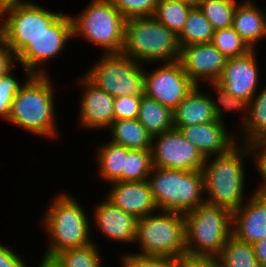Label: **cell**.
Masks as SVG:
<instances>
[{
	"label": "cell",
	"mask_w": 266,
	"mask_h": 267,
	"mask_svg": "<svg viewBox=\"0 0 266 267\" xmlns=\"http://www.w3.org/2000/svg\"><path fill=\"white\" fill-rule=\"evenodd\" d=\"M24 70V85L15 95L12 102L8 124L21 127L34 136L45 139L60 137L56 119L57 97L56 90L49 75H32L26 68ZM54 88V89H53ZM59 131V132H58Z\"/></svg>",
	"instance_id": "cell-1"
},
{
	"label": "cell",
	"mask_w": 266,
	"mask_h": 267,
	"mask_svg": "<svg viewBox=\"0 0 266 267\" xmlns=\"http://www.w3.org/2000/svg\"><path fill=\"white\" fill-rule=\"evenodd\" d=\"M249 158H254L252 146L240 143L226 154L206 158L202 168L206 203L234 212L248 200L253 193L245 189Z\"/></svg>",
	"instance_id": "cell-2"
},
{
	"label": "cell",
	"mask_w": 266,
	"mask_h": 267,
	"mask_svg": "<svg viewBox=\"0 0 266 267\" xmlns=\"http://www.w3.org/2000/svg\"><path fill=\"white\" fill-rule=\"evenodd\" d=\"M61 192L52 195L54 197H51L40 220L49 238L43 254L50 257L66 249L87 246L94 240L91 216L84 210L85 207L75 196L72 197L73 193Z\"/></svg>",
	"instance_id": "cell-3"
},
{
	"label": "cell",
	"mask_w": 266,
	"mask_h": 267,
	"mask_svg": "<svg viewBox=\"0 0 266 267\" xmlns=\"http://www.w3.org/2000/svg\"><path fill=\"white\" fill-rule=\"evenodd\" d=\"M178 36L153 16L125 21L124 45L121 54L138 63H171L180 59ZM148 63V64H147Z\"/></svg>",
	"instance_id": "cell-4"
},
{
	"label": "cell",
	"mask_w": 266,
	"mask_h": 267,
	"mask_svg": "<svg viewBox=\"0 0 266 267\" xmlns=\"http://www.w3.org/2000/svg\"><path fill=\"white\" fill-rule=\"evenodd\" d=\"M147 181L159 211L185 214L206 202L202 171L152 167Z\"/></svg>",
	"instance_id": "cell-5"
},
{
	"label": "cell",
	"mask_w": 266,
	"mask_h": 267,
	"mask_svg": "<svg viewBox=\"0 0 266 267\" xmlns=\"http://www.w3.org/2000/svg\"><path fill=\"white\" fill-rule=\"evenodd\" d=\"M184 216L187 255L217 257L232 236V212L205 202Z\"/></svg>",
	"instance_id": "cell-6"
},
{
	"label": "cell",
	"mask_w": 266,
	"mask_h": 267,
	"mask_svg": "<svg viewBox=\"0 0 266 267\" xmlns=\"http://www.w3.org/2000/svg\"><path fill=\"white\" fill-rule=\"evenodd\" d=\"M145 256H161L174 260L182 258L185 247V216L172 211H158L136 220L135 242Z\"/></svg>",
	"instance_id": "cell-7"
},
{
	"label": "cell",
	"mask_w": 266,
	"mask_h": 267,
	"mask_svg": "<svg viewBox=\"0 0 266 267\" xmlns=\"http://www.w3.org/2000/svg\"><path fill=\"white\" fill-rule=\"evenodd\" d=\"M84 8L70 15L73 39L83 38L103 54L121 53L126 19L119 10L109 0H91Z\"/></svg>",
	"instance_id": "cell-8"
},
{
	"label": "cell",
	"mask_w": 266,
	"mask_h": 267,
	"mask_svg": "<svg viewBox=\"0 0 266 267\" xmlns=\"http://www.w3.org/2000/svg\"><path fill=\"white\" fill-rule=\"evenodd\" d=\"M83 75L111 96H144L145 67L121 53L101 54Z\"/></svg>",
	"instance_id": "cell-9"
},
{
	"label": "cell",
	"mask_w": 266,
	"mask_h": 267,
	"mask_svg": "<svg viewBox=\"0 0 266 267\" xmlns=\"http://www.w3.org/2000/svg\"><path fill=\"white\" fill-rule=\"evenodd\" d=\"M63 12L50 11L31 0L0 15V37L17 56Z\"/></svg>",
	"instance_id": "cell-10"
},
{
	"label": "cell",
	"mask_w": 266,
	"mask_h": 267,
	"mask_svg": "<svg viewBox=\"0 0 266 267\" xmlns=\"http://www.w3.org/2000/svg\"><path fill=\"white\" fill-rule=\"evenodd\" d=\"M71 38L73 33L70 14L62 13L16 56L17 64L26 68L32 75H50L46 72V63L49 64L50 60L60 57L68 42L73 41Z\"/></svg>",
	"instance_id": "cell-11"
},
{
	"label": "cell",
	"mask_w": 266,
	"mask_h": 267,
	"mask_svg": "<svg viewBox=\"0 0 266 267\" xmlns=\"http://www.w3.org/2000/svg\"><path fill=\"white\" fill-rule=\"evenodd\" d=\"M153 167L202 171L206 158L178 129L152 137Z\"/></svg>",
	"instance_id": "cell-12"
},
{
	"label": "cell",
	"mask_w": 266,
	"mask_h": 267,
	"mask_svg": "<svg viewBox=\"0 0 266 267\" xmlns=\"http://www.w3.org/2000/svg\"><path fill=\"white\" fill-rule=\"evenodd\" d=\"M155 66L152 71L144 70L145 95L173 111L196 84L184 72L179 61Z\"/></svg>",
	"instance_id": "cell-13"
},
{
	"label": "cell",
	"mask_w": 266,
	"mask_h": 267,
	"mask_svg": "<svg viewBox=\"0 0 266 267\" xmlns=\"http://www.w3.org/2000/svg\"><path fill=\"white\" fill-rule=\"evenodd\" d=\"M80 77V78H79ZM75 84L81 91L79 97L78 123L81 129L91 131L106 130L114 121L115 98L109 93L97 88L83 74L79 75ZM78 84V85H77ZM82 94V95H81Z\"/></svg>",
	"instance_id": "cell-14"
},
{
	"label": "cell",
	"mask_w": 266,
	"mask_h": 267,
	"mask_svg": "<svg viewBox=\"0 0 266 267\" xmlns=\"http://www.w3.org/2000/svg\"><path fill=\"white\" fill-rule=\"evenodd\" d=\"M257 56V57H256ZM258 53L252 49L247 54L227 59L226 65L216 81L230 94L250 102L254 94L259 90L260 69Z\"/></svg>",
	"instance_id": "cell-15"
},
{
	"label": "cell",
	"mask_w": 266,
	"mask_h": 267,
	"mask_svg": "<svg viewBox=\"0 0 266 267\" xmlns=\"http://www.w3.org/2000/svg\"><path fill=\"white\" fill-rule=\"evenodd\" d=\"M179 62L189 78L202 86L219 79L227 58L210 42L181 47Z\"/></svg>",
	"instance_id": "cell-16"
},
{
	"label": "cell",
	"mask_w": 266,
	"mask_h": 267,
	"mask_svg": "<svg viewBox=\"0 0 266 267\" xmlns=\"http://www.w3.org/2000/svg\"><path fill=\"white\" fill-rule=\"evenodd\" d=\"M227 126V124L213 121L174 128L194 144L205 158H208L226 154L238 144L235 130L230 131V127Z\"/></svg>",
	"instance_id": "cell-17"
},
{
	"label": "cell",
	"mask_w": 266,
	"mask_h": 267,
	"mask_svg": "<svg viewBox=\"0 0 266 267\" xmlns=\"http://www.w3.org/2000/svg\"><path fill=\"white\" fill-rule=\"evenodd\" d=\"M91 225L109 240L127 245L134 244L136 238V218L113 205L105 197L95 203ZM94 219V220H93ZM93 220V221H92ZM127 243V244H126Z\"/></svg>",
	"instance_id": "cell-18"
},
{
	"label": "cell",
	"mask_w": 266,
	"mask_h": 267,
	"mask_svg": "<svg viewBox=\"0 0 266 267\" xmlns=\"http://www.w3.org/2000/svg\"><path fill=\"white\" fill-rule=\"evenodd\" d=\"M105 198L136 219L158 212L159 209L147 180L135 182L115 181L109 183Z\"/></svg>",
	"instance_id": "cell-19"
},
{
	"label": "cell",
	"mask_w": 266,
	"mask_h": 267,
	"mask_svg": "<svg viewBox=\"0 0 266 267\" xmlns=\"http://www.w3.org/2000/svg\"><path fill=\"white\" fill-rule=\"evenodd\" d=\"M232 235L252 245L266 237V197L253 192L232 212Z\"/></svg>",
	"instance_id": "cell-20"
},
{
	"label": "cell",
	"mask_w": 266,
	"mask_h": 267,
	"mask_svg": "<svg viewBox=\"0 0 266 267\" xmlns=\"http://www.w3.org/2000/svg\"><path fill=\"white\" fill-rule=\"evenodd\" d=\"M254 2L242 0L237 5L232 27L251 49H258V43L266 39V6L260 8Z\"/></svg>",
	"instance_id": "cell-21"
},
{
	"label": "cell",
	"mask_w": 266,
	"mask_h": 267,
	"mask_svg": "<svg viewBox=\"0 0 266 267\" xmlns=\"http://www.w3.org/2000/svg\"><path fill=\"white\" fill-rule=\"evenodd\" d=\"M201 87L196 85L173 110L174 127H185L217 121L209 94L207 91H203Z\"/></svg>",
	"instance_id": "cell-22"
},
{
	"label": "cell",
	"mask_w": 266,
	"mask_h": 267,
	"mask_svg": "<svg viewBox=\"0 0 266 267\" xmlns=\"http://www.w3.org/2000/svg\"><path fill=\"white\" fill-rule=\"evenodd\" d=\"M236 137L240 144L266 143V83L248 103L247 119Z\"/></svg>",
	"instance_id": "cell-23"
},
{
	"label": "cell",
	"mask_w": 266,
	"mask_h": 267,
	"mask_svg": "<svg viewBox=\"0 0 266 267\" xmlns=\"http://www.w3.org/2000/svg\"><path fill=\"white\" fill-rule=\"evenodd\" d=\"M98 145L100 146H97V153L94 155L98 164V177L107 182V185L115 181L125 182V157L128 155V148L110 141Z\"/></svg>",
	"instance_id": "cell-24"
},
{
	"label": "cell",
	"mask_w": 266,
	"mask_h": 267,
	"mask_svg": "<svg viewBox=\"0 0 266 267\" xmlns=\"http://www.w3.org/2000/svg\"><path fill=\"white\" fill-rule=\"evenodd\" d=\"M109 130V131H108ZM110 133V142L129 149L151 151L152 136L138 119H120L113 121L106 129Z\"/></svg>",
	"instance_id": "cell-25"
},
{
	"label": "cell",
	"mask_w": 266,
	"mask_h": 267,
	"mask_svg": "<svg viewBox=\"0 0 266 267\" xmlns=\"http://www.w3.org/2000/svg\"><path fill=\"white\" fill-rule=\"evenodd\" d=\"M137 119L152 137L174 129L173 111L146 95L141 97Z\"/></svg>",
	"instance_id": "cell-26"
},
{
	"label": "cell",
	"mask_w": 266,
	"mask_h": 267,
	"mask_svg": "<svg viewBox=\"0 0 266 267\" xmlns=\"http://www.w3.org/2000/svg\"><path fill=\"white\" fill-rule=\"evenodd\" d=\"M194 6L186 0H159L153 17L178 36Z\"/></svg>",
	"instance_id": "cell-27"
},
{
	"label": "cell",
	"mask_w": 266,
	"mask_h": 267,
	"mask_svg": "<svg viewBox=\"0 0 266 267\" xmlns=\"http://www.w3.org/2000/svg\"><path fill=\"white\" fill-rule=\"evenodd\" d=\"M209 84L208 87L211 86L210 89L213 88L215 95L212 96V92L208 91L209 97L211 99L212 105L214 107V111L216 114V119L218 122L227 124V122L224 117L227 116L226 112H239L241 115V121H239V125L237 126L236 133L239 132V128L241 129L243 124L245 123L247 119V108L248 103L244 101L242 98L235 97L234 95L230 94L222 85H220L218 82H207ZM211 95H210V93ZM241 124V125H240Z\"/></svg>",
	"instance_id": "cell-28"
},
{
	"label": "cell",
	"mask_w": 266,
	"mask_h": 267,
	"mask_svg": "<svg viewBox=\"0 0 266 267\" xmlns=\"http://www.w3.org/2000/svg\"><path fill=\"white\" fill-rule=\"evenodd\" d=\"M214 30L202 11L195 5L187 18L183 30L178 35L180 48L192 44L210 43Z\"/></svg>",
	"instance_id": "cell-29"
},
{
	"label": "cell",
	"mask_w": 266,
	"mask_h": 267,
	"mask_svg": "<svg viewBox=\"0 0 266 267\" xmlns=\"http://www.w3.org/2000/svg\"><path fill=\"white\" fill-rule=\"evenodd\" d=\"M217 257L221 267H262L255 256L253 245L242 242L233 235Z\"/></svg>",
	"instance_id": "cell-30"
},
{
	"label": "cell",
	"mask_w": 266,
	"mask_h": 267,
	"mask_svg": "<svg viewBox=\"0 0 266 267\" xmlns=\"http://www.w3.org/2000/svg\"><path fill=\"white\" fill-rule=\"evenodd\" d=\"M238 0H198L197 6L211 23L213 30L232 27Z\"/></svg>",
	"instance_id": "cell-31"
},
{
	"label": "cell",
	"mask_w": 266,
	"mask_h": 267,
	"mask_svg": "<svg viewBox=\"0 0 266 267\" xmlns=\"http://www.w3.org/2000/svg\"><path fill=\"white\" fill-rule=\"evenodd\" d=\"M99 243L95 240L87 246L63 250L54 257L63 267H104Z\"/></svg>",
	"instance_id": "cell-32"
},
{
	"label": "cell",
	"mask_w": 266,
	"mask_h": 267,
	"mask_svg": "<svg viewBox=\"0 0 266 267\" xmlns=\"http://www.w3.org/2000/svg\"><path fill=\"white\" fill-rule=\"evenodd\" d=\"M211 43L227 59L243 56L252 50L233 27L215 30Z\"/></svg>",
	"instance_id": "cell-33"
},
{
	"label": "cell",
	"mask_w": 266,
	"mask_h": 267,
	"mask_svg": "<svg viewBox=\"0 0 266 267\" xmlns=\"http://www.w3.org/2000/svg\"><path fill=\"white\" fill-rule=\"evenodd\" d=\"M151 151L129 149L125 157V182L147 180L152 170Z\"/></svg>",
	"instance_id": "cell-34"
},
{
	"label": "cell",
	"mask_w": 266,
	"mask_h": 267,
	"mask_svg": "<svg viewBox=\"0 0 266 267\" xmlns=\"http://www.w3.org/2000/svg\"><path fill=\"white\" fill-rule=\"evenodd\" d=\"M15 69L14 67L7 74L0 75V119L7 123L14 97L24 85L23 81L21 84L19 79H16Z\"/></svg>",
	"instance_id": "cell-35"
},
{
	"label": "cell",
	"mask_w": 266,
	"mask_h": 267,
	"mask_svg": "<svg viewBox=\"0 0 266 267\" xmlns=\"http://www.w3.org/2000/svg\"><path fill=\"white\" fill-rule=\"evenodd\" d=\"M127 20L153 16L159 0H109Z\"/></svg>",
	"instance_id": "cell-36"
},
{
	"label": "cell",
	"mask_w": 266,
	"mask_h": 267,
	"mask_svg": "<svg viewBox=\"0 0 266 267\" xmlns=\"http://www.w3.org/2000/svg\"><path fill=\"white\" fill-rule=\"evenodd\" d=\"M120 255V267H176V262L166 257L139 255L130 250Z\"/></svg>",
	"instance_id": "cell-37"
},
{
	"label": "cell",
	"mask_w": 266,
	"mask_h": 267,
	"mask_svg": "<svg viewBox=\"0 0 266 267\" xmlns=\"http://www.w3.org/2000/svg\"><path fill=\"white\" fill-rule=\"evenodd\" d=\"M141 96L129 95L115 97L114 121L120 119H137Z\"/></svg>",
	"instance_id": "cell-38"
},
{
	"label": "cell",
	"mask_w": 266,
	"mask_h": 267,
	"mask_svg": "<svg viewBox=\"0 0 266 267\" xmlns=\"http://www.w3.org/2000/svg\"><path fill=\"white\" fill-rule=\"evenodd\" d=\"M254 159H251L254 163L256 169L255 171L259 173L261 177L257 188L255 187L253 190L257 195L266 197V143H258L252 146Z\"/></svg>",
	"instance_id": "cell-39"
},
{
	"label": "cell",
	"mask_w": 266,
	"mask_h": 267,
	"mask_svg": "<svg viewBox=\"0 0 266 267\" xmlns=\"http://www.w3.org/2000/svg\"><path fill=\"white\" fill-rule=\"evenodd\" d=\"M176 267H221L218 257L184 255L176 261Z\"/></svg>",
	"instance_id": "cell-40"
},
{
	"label": "cell",
	"mask_w": 266,
	"mask_h": 267,
	"mask_svg": "<svg viewBox=\"0 0 266 267\" xmlns=\"http://www.w3.org/2000/svg\"><path fill=\"white\" fill-rule=\"evenodd\" d=\"M27 264L10 245L0 244V267H27Z\"/></svg>",
	"instance_id": "cell-41"
},
{
	"label": "cell",
	"mask_w": 266,
	"mask_h": 267,
	"mask_svg": "<svg viewBox=\"0 0 266 267\" xmlns=\"http://www.w3.org/2000/svg\"><path fill=\"white\" fill-rule=\"evenodd\" d=\"M16 66V55L7 43L0 37V75L7 74Z\"/></svg>",
	"instance_id": "cell-42"
},
{
	"label": "cell",
	"mask_w": 266,
	"mask_h": 267,
	"mask_svg": "<svg viewBox=\"0 0 266 267\" xmlns=\"http://www.w3.org/2000/svg\"><path fill=\"white\" fill-rule=\"evenodd\" d=\"M255 256L262 267H266V241L261 239L253 244Z\"/></svg>",
	"instance_id": "cell-43"
},
{
	"label": "cell",
	"mask_w": 266,
	"mask_h": 267,
	"mask_svg": "<svg viewBox=\"0 0 266 267\" xmlns=\"http://www.w3.org/2000/svg\"><path fill=\"white\" fill-rule=\"evenodd\" d=\"M29 2L28 0H0V15L11 9L15 8L21 5H24L25 3Z\"/></svg>",
	"instance_id": "cell-44"
},
{
	"label": "cell",
	"mask_w": 266,
	"mask_h": 267,
	"mask_svg": "<svg viewBox=\"0 0 266 267\" xmlns=\"http://www.w3.org/2000/svg\"><path fill=\"white\" fill-rule=\"evenodd\" d=\"M37 267H63V266L59 263V261L55 257L43 255Z\"/></svg>",
	"instance_id": "cell-45"
},
{
	"label": "cell",
	"mask_w": 266,
	"mask_h": 267,
	"mask_svg": "<svg viewBox=\"0 0 266 267\" xmlns=\"http://www.w3.org/2000/svg\"><path fill=\"white\" fill-rule=\"evenodd\" d=\"M186 1H189V2H191V3H193V4H197V2H198V0H186Z\"/></svg>",
	"instance_id": "cell-46"
}]
</instances>
